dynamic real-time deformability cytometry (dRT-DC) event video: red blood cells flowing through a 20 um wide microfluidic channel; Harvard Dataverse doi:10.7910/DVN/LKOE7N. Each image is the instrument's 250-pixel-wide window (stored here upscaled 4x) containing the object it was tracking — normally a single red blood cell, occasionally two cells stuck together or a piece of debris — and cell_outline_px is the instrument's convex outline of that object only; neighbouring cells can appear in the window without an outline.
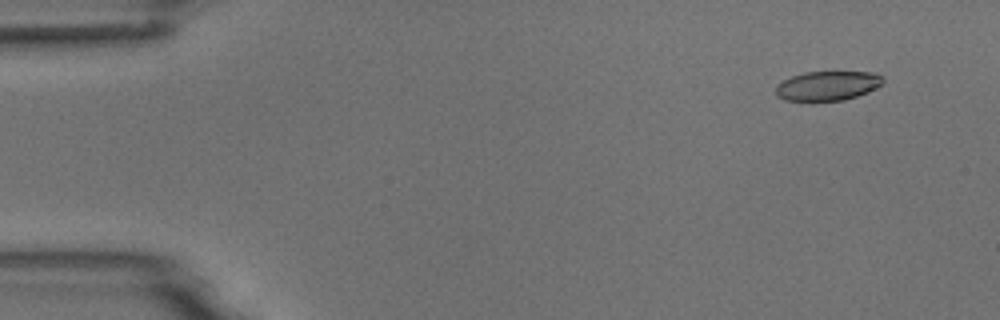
{"species": "common noctule bat (a hibernating species)", "species_latin": "Nyctalus noctula", "temperature_condition": "room temperature", "stored_images_in_passage": 4, "camera_frame_rate_fps": 3000, "um_per_image_px": 0.085, "animal": {"sex": "male", "body_mass_g": 18.8}, "frame": {"image": 1, "passage_image": 1, "time_ms": 0.0, "image_size_px": [1000, 320], "cell_outline_px": [[884, 84], [868, 92], [844, 100], [784, 100], [776, 96], [776, 84], [792, 76], [804, 72], [872, 72], [880, 76], [884, 80]], "centroid_in_image_um": [70.34, 7.28], "position_along_channel_um": 14.7, "area_um2": 18.26}}
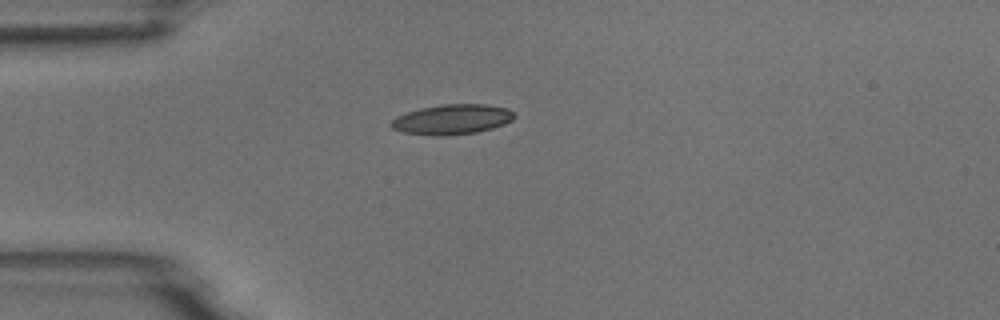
{"frame": {"image": 2, "passage_image": 4, "time_ms": 3.333, "image_size_px": [1000, 320], "cell_outline_px": [[516, 116], [512, 120], [504, 124], [492, 128], [476, 132], [444, 136], [436, 136], [404, 132], [392, 128], [388, 124], [396, 116], [420, 108], [444, 104], [484, 104], [508, 108]], "centroid_in_image_um": [38.42, 10.15], "position_along_channel_um": 46.6, "area_um2": 21.5}}